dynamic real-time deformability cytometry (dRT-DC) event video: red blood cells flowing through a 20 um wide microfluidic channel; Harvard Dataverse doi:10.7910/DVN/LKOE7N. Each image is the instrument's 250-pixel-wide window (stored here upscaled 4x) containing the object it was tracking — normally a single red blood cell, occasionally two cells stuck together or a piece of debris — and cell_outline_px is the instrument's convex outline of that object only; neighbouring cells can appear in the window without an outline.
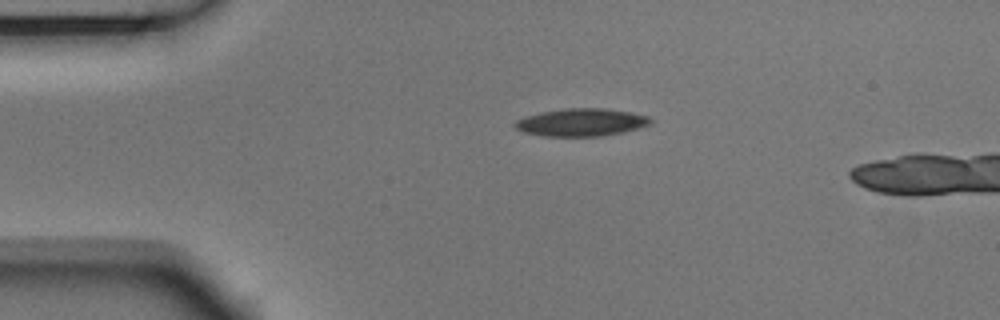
{"species": "Egyptian fruit bat (a non-hibernating species)", "species_latin": "Rousettus aegyptiacus", "temperature_condition": "room temperature", "stored_images_in_passage": 3, "camera_frame_rate_fps": 3000, "um_per_image_px": 0.085, "animal": {"sex": "male"}, "frame": {"image": 1, "passage_image": 1, "time_ms": 0.0, "image_size_px": [1000, 320], "cell_outline_px": [[652, 124], [640, 128], [604, 136], [544, 136], [524, 132], [516, 128], [512, 124], [516, 120], [524, 116], [544, 112], [568, 108], [604, 108], [632, 112], [648, 116], [652, 120]], "centroid_in_image_um": [49.44, 10.4], "position_along_channel_um": 35.6, "area_um2": 21.91}}